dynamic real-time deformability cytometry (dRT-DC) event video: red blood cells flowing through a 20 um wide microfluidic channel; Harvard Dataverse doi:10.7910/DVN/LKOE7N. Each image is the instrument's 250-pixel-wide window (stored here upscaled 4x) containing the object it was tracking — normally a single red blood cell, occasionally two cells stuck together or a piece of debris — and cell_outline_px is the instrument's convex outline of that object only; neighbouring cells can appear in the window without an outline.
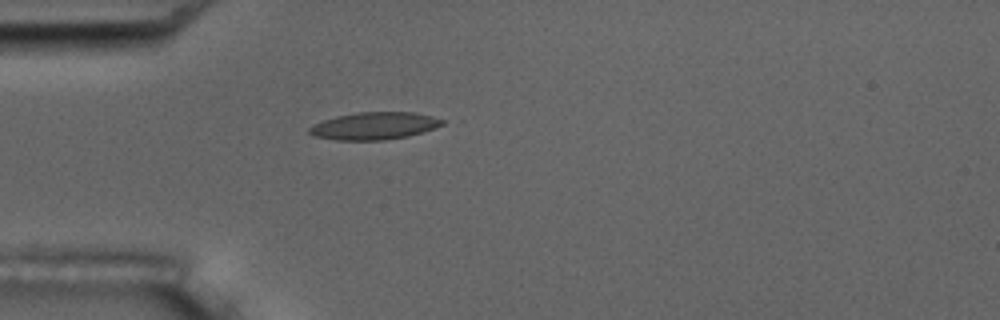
{"species": "common noctule bat (a hibernating species)", "species_latin": "Nyctalus noctula", "temperature_condition": "room temperature", "stored_images_in_passage": 1, "camera_frame_rate_fps": 3000, "um_per_image_px": 0.085, "animal": {"sex": "male", "body_mass_g": 17.5, "forearm_length_mm": 52.3}, "frame": {"image": 1, "passage_image": 1, "time_ms": 0.0, "image_size_px": [1000, 320], "cell_outline_px": [[444, 124], [424, 132], [408, 136], [384, 140], [336, 140], [312, 136], [308, 132], [308, 128], [312, 124], [336, 116], [360, 112], [412, 112], [432, 116], [444, 120]], "centroid_in_image_um": [31.79, 10.7], "position_along_channel_um": 53.2, "area_um2": 21.27}}